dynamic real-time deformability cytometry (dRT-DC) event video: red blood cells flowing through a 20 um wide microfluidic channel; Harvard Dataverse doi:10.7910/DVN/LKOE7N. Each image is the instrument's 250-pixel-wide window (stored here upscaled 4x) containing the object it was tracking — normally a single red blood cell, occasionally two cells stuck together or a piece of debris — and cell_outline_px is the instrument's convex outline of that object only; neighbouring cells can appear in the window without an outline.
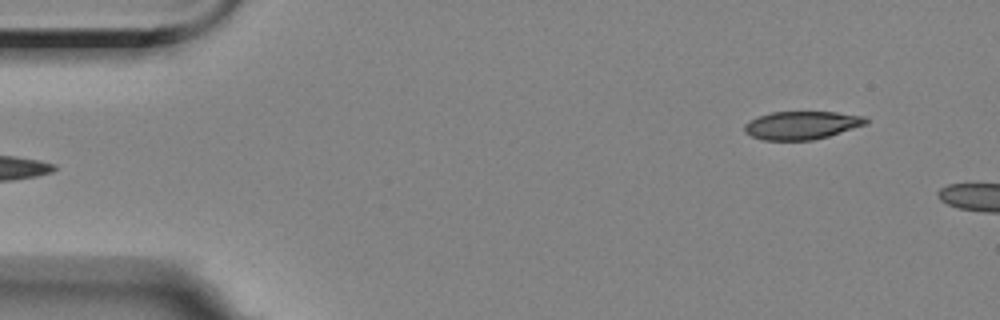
{"species": "Egyptian fruit bat (a non-hibernating species)", "species_latin": "Rousettus aegyptiacus", "temperature_condition": "room temperature", "stored_images_in_passage": 5, "segment_of_instrument_passage": [2, 2], "camera_frame_rate_fps": 3000, "um_per_image_px": 0.085, "animal": {"sex": "female"}, "frame": {"image": 1, "passage_image": 5, "time_ms": 5.667, "image_size_px": [1000, 320], "cell_outline_px": [[868, 124], [828, 136], [812, 140], [764, 140], [752, 136], [744, 132], [744, 124], [748, 120], [756, 116], [772, 112], [836, 112], [864, 116], [868, 120]], "centroid_in_image_um": [68.12, 10.64], "position_along_channel_um": 16.9, "area_um2": 20.0}}